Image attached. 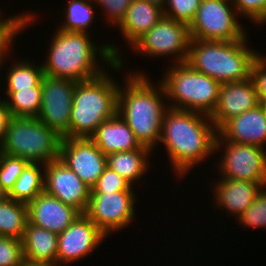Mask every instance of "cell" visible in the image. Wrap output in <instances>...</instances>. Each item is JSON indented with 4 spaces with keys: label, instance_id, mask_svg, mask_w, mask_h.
I'll list each match as a JSON object with an SVG mask.
<instances>
[{
    "label": "cell",
    "instance_id": "obj_1",
    "mask_svg": "<svg viewBox=\"0 0 266 266\" xmlns=\"http://www.w3.org/2000/svg\"><path fill=\"white\" fill-rule=\"evenodd\" d=\"M52 37L47 60L42 62L44 75L80 82L95 78L107 71L105 65L113 68L111 69L113 71H120L125 67L122 53L116 45L109 43L97 45L91 41L90 34L56 29ZM103 62L105 65L101 66Z\"/></svg>",
    "mask_w": 266,
    "mask_h": 266
},
{
    "label": "cell",
    "instance_id": "obj_2",
    "mask_svg": "<svg viewBox=\"0 0 266 266\" xmlns=\"http://www.w3.org/2000/svg\"><path fill=\"white\" fill-rule=\"evenodd\" d=\"M216 137L217 129L209 115L169 107L163 118L160 142L167 150L174 175L180 179L184 174L189 176L195 165L214 156Z\"/></svg>",
    "mask_w": 266,
    "mask_h": 266
},
{
    "label": "cell",
    "instance_id": "obj_3",
    "mask_svg": "<svg viewBox=\"0 0 266 266\" xmlns=\"http://www.w3.org/2000/svg\"><path fill=\"white\" fill-rule=\"evenodd\" d=\"M125 78V85L119 84L117 113L141 146L153 152L155 145L160 143L163 118L169 108L167 101L164 102L167 99L165 89L160 81L154 87L142 69L127 73Z\"/></svg>",
    "mask_w": 266,
    "mask_h": 266
},
{
    "label": "cell",
    "instance_id": "obj_4",
    "mask_svg": "<svg viewBox=\"0 0 266 266\" xmlns=\"http://www.w3.org/2000/svg\"><path fill=\"white\" fill-rule=\"evenodd\" d=\"M248 39L246 36L239 41L191 40L186 63L220 84L247 80L260 54L247 45Z\"/></svg>",
    "mask_w": 266,
    "mask_h": 266
},
{
    "label": "cell",
    "instance_id": "obj_5",
    "mask_svg": "<svg viewBox=\"0 0 266 266\" xmlns=\"http://www.w3.org/2000/svg\"><path fill=\"white\" fill-rule=\"evenodd\" d=\"M119 84L106 71L77 82L70 118V138H90L97 127L117 114Z\"/></svg>",
    "mask_w": 266,
    "mask_h": 266
},
{
    "label": "cell",
    "instance_id": "obj_6",
    "mask_svg": "<svg viewBox=\"0 0 266 266\" xmlns=\"http://www.w3.org/2000/svg\"><path fill=\"white\" fill-rule=\"evenodd\" d=\"M166 73V74H165ZM159 80L166 93L168 106L174 109L195 111L211 115L218 103L221 84L193 69L188 63L168 66Z\"/></svg>",
    "mask_w": 266,
    "mask_h": 266
},
{
    "label": "cell",
    "instance_id": "obj_7",
    "mask_svg": "<svg viewBox=\"0 0 266 266\" xmlns=\"http://www.w3.org/2000/svg\"><path fill=\"white\" fill-rule=\"evenodd\" d=\"M61 139L38 118L12 117L0 152L45 165L59 159Z\"/></svg>",
    "mask_w": 266,
    "mask_h": 266
},
{
    "label": "cell",
    "instance_id": "obj_8",
    "mask_svg": "<svg viewBox=\"0 0 266 266\" xmlns=\"http://www.w3.org/2000/svg\"><path fill=\"white\" fill-rule=\"evenodd\" d=\"M232 0H201L189 25L191 40L239 41L247 35Z\"/></svg>",
    "mask_w": 266,
    "mask_h": 266
},
{
    "label": "cell",
    "instance_id": "obj_9",
    "mask_svg": "<svg viewBox=\"0 0 266 266\" xmlns=\"http://www.w3.org/2000/svg\"><path fill=\"white\" fill-rule=\"evenodd\" d=\"M190 42L188 24L163 16L131 49L151 58L171 55L176 64L187 61Z\"/></svg>",
    "mask_w": 266,
    "mask_h": 266
},
{
    "label": "cell",
    "instance_id": "obj_10",
    "mask_svg": "<svg viewBox=\"0 0 266 266\" xmlns=\"http://www.w3.org/2000/svg\"><path fill=\"white\" fill-rule=\"evenodd\" d=\"M220 150L222 155L216 167L221 177L218 178L266 184V149L255 145L215 141V154Z\"/></svg>",
    "mask_w": 266,
    "mask_h": 266
},
{
    "label": "cell",
    "instance_id": "obj_11",
    "mask_svg": "<svg viewBox=\"0 0 266 266\" xmlns=\"http://www.w3.org/2000/svg\"><path fill=\"white\" fill-rule=\"evenodd\" d=\"M135 191L91 192L84 213L107 237L134 221Z\"/></svg>",
    "mask_w": 266,
    "mask_h": 266
},
{
    "label": "cell",
    "instance_id": "obj_12",
    "mask_svg": "<svg viewBox=\"0 0 266 266\" xmlns=\"http://www.w3.org/2000/svg\"><path fill=\"white\" fill-rule=\"evenodd\" d=\"M77 82L44 75L37 118L61 138H70V118Z\"/></svg>",
    "mask_w": 266,
    "mask_h": 266
},
{
    "label": "cell",
    "instance_id": "obj_13",
    "mask_svg": "<svg viewBox=\"0 0 266 266\" xmlns=\"http://www.w3.org/2000/svg\"><path fill=\"white\" fill-rule=\"evenodd\" d=\"M107 236L85 215L80 214L58 234L57 266H65L91 255Z\"/></svg>",
    "mask_w": 266,
    "mask_h": 266
},
{
    "label": "cell",
    "instance_id": "obj_14",
    "mask_svg": "<svg viewBox=\"0 0 266 266\" xmlns=\"http://www.w3.org/2000/svg\"><path fill=\"white\" fill-rule=\"evenodd\" d=\"M59 159L90 188L107 167L106 155L90 138H62Z\"/></svg>",
    "mask_w": 266,
    "mask_h": 266
},
{
    "label": "cell",
    "instance_id": "obj_15",
    "mask_svg": "<svg viewBox=\"0 0 266 266\" xmlns=\"http://www.w3.org/2000/svg\"><path fill=\"white\" fill-rule=\"evenodd\" d=\"M44 191L81 214L88 208L91 188L60 159L45 164Z\"/></svg>",
    "mask_w": 266,
    "mask_h": 266
},
{
    "label": "cell",
    "instance_id": "obj_16",
    "mask_svg": "<svg viewBox=\"0 0 266 266\" xmlns=\"http://www.w3.org/2000/svg\"><path fill=\"white\" fill-rule=\"evenodd\" d=\"M260 104L252 80L223 83L216 108L210 115L218 130L227 120L239 116Z\"/></svg>",
    "mask_w": 266,
    "mask_h": 266
},
{
    "label": "cell",
    "instance_id": "obj_17",
    "mask_svg": "<svg viewBox=\"0 0 266 266\" xmlns=\"http://www.w3.org/2000/svg\"><path fill=\"white\" fill-rule=\"evenodd\" d=\"M216 141L255 145L266 149V112L262 105L227 120L217 130Z\"/></svg>",
    "mask_w": 266,
    "mask_h": 266
},
{
    "label": "cell",
    "instance_id": "obj_18",
    "mask_svg": "<svg viewBox=\"0 0 266 266\" xmlns=\"http://www.w3.org/2000/svg\"><path fill=\"white\" fill-rule=\"evenodd\" d=\"M27 210L28 223L57 234L62 233L81 214L45 191L27 203Z\"/></svg>",
    "mask_w": 266,
    "mask_h": 266
},
{
    "label": "cell",
    "instance_id": "obj_19",
    "mask_svg": "<svg viewBox=\"0 0 266 266\" xmlns=\"http://www.w3.org/2000/svg\"><path fill=\"white\" fill-rule=\"evenodd\" d=\"M215 183V184H214ZM212 183L213 199L220 210L235 216L238 219L253 203L256 195L266 184H258L244 180L217 178ZM223 208V209H222ZM225 209V210H224Z\"/></svg>",
    "mask_w": 266,
    "mask_h": 266
},
{
    "label": "cell",
    "instance_id": "obj_20",
    "mask_svg": "<svg viewBox=\"0 0 266 266\" xmlns=\"http://www.w3.org/2000/svg\"><path fill=\"white\" fill-rule=\"evenodd\" d=\"M90 139L105 155L141 147L133 131L118 113L100 124Z\"/></svg>",
    "mask_w": 266,
    "mask_h": 266
},
{
    "label": "cell",
    "instance_id": "obj_21",
    "mask_svg": "<svg viewBox=\"0 0 266 266\" xmlns=\"http://www.w3.org/2000/svg\"><path fill=\"white\" fill-rule=\"evenodd\" d=\"M21 242L25 263L57 266V233L27 223Z\"/></svg>",
    "mask_w": 266,
    "mask_h": 266
},
{
    "label": "cell",
    "instance_id": "obj_22",
    "mask_svg": "<svg viewBox=\"0 0 266 266\" xmlns=\"http://www.w3.org/2000/svg\"><path fill=\"white\" fill-rule=\"evenodd\" d=\"M164 16L163 8L145 0H133L118 29L131 47Z\"/></svg>",
    "mask_w": 266,
    "mask_h": 266
},
{
    "label": "cell",
    "instance_id": "obj_23",
    "mask_svg": "<svg viewBox=\"0 0 266 266\" xmlns=\"http://www.w3.org/2000/svg\"><path fill=\"white\" fill-rule=\"evenodd\" d=\"M150 153L152 154V151L145 146L132 151L112 153L106 155L107 167L134 186V183H138L149 170Z\"/></svg>",
    "mask_w": 266,
    "mask_h": 266
},
{
    "label": "cell",
    "instance_id": "obj_24",
    "mask_svg": "<svg viewBox=\"0 0 266 266\" xmlns=\"http://www.w3.org/2000/svg\"><path fill=\"white\" fill-rule=\"evenodd\" d=\"M44 176V164L28 163L8 193V197L15 201L29 203L44 192Z\"/></svg>",
    "mask_w": 266,
    "mask_h": 266
},
{
    "label": "cell",
    "instance_id": "obj_25",
    "mask_svg": "<svg viewBox=\"0 0 266 266\" xmlns=\"http://www.w3.org/2000/svg\"><path fill=\"white\" fill-rule=\"evenodd\" d=\"M28 223L27 204L9 197L0 201V236L22 239Z\"/></svg>",
    "mask_w": 266,
    "mask_h": 266
},
{
    "label": "cell",
    "instance_id": "obj_26",
    "mask_svg": "<svg viewBox=\"0 0 266 266\" xmlns=\"http://www.w3.org/2000/svg\"><path fill=\"white\" fill-rule=\"evenodd\" d=\"M65 4L66 8L65 20L58 25L59 30L75 33L89 34L88 29H91L95 19V1L94 0H68ZM93 2V4H92ZM94 7H93V6Z\"/></svg>",
    "mask_w": 266,
    "mask_h": 266
},
{
    "label": "cell",
    "instance_id": "obj_27",
    "mask_svg": "<svg viewBox=\"0 0 266 266\" xmlns=\"http://www.w3.org/2000/svg\"><path fill=\"white\" fill-rule=\"evenodd\" d=\"M22 60V61H21ZM17 60L10 64L6 70L5 91H18V89H29L38 86L44 77L43 66L28 59Z\"/></svg>",
    "mask_w": 266,
    "mask_h": 266
},
{
    "label": "cell",
    "instance_id": "obj_28",
    "mask_svg": "<svg viewBox=\"0 0 266 266\" xmlns=\"http://www.w3.org/2000/svg\"><path fill=\"white\" fill-rule=\"evenodd\" d=\"M6 106L12 117H34L40 112L42 82L38 86L29 89H18V91H5Z\"/></svg>",
    "mask_w": 266,
    "mask_h": 266
},
{
    "label": "cell",
    "instance_id": "obj_29",
    "mask_svg": "<svg viewBox=\"0 0 266 266\" xmlns=\"http://www.w3.org/2000/svg\"><path fill=\"white\" fill-rule=\"evenodd\" d=\"M31 13V14H30ZM17 14V15H16ZM15 13L13 16H7L0 22V70L5 65L6 56L12 51L13 41L16 36L23 33V30L30 27V24L37 20V14L31 12ZM36 14V15H35ZM12 44V45H11ZM1 74V73H0Z\"/></svg>",
    "mask_w": 266,
    "mask_h": 266
},
{
    "label": "cell",
    "instance_id": "obj_30",
    "mask_svg": "<svg viewBox=\"0 0 266 266\" xmlns=\"http://www.w3.org/2000/svg\"><path fill=\"white\" fill-rule=\"evenodd\" d=\"M29 162L0 152V184L7 194Z\"/></svg>",
    "mask_w": 266,
    "mask_h": 266
},
{
    "label": "cell",
    "instance_id": "obj_31",
    "mask_svg": "<svg viewBox=\"0 0 266 266\" xmlns=\"http://www.w3.org/2000/svg\"><path fill=\"white\" fill-rule=\"evenodd\" d=\"M235 220L239 221L237 224L243 225L244 228L266 229V187L260 190L249 208Z\"/></svg>",
    "mask_w": 266,
    "mask_h": 266
},
{
    "label": "cell",
    "instance_id": "obj_32",
    "mask_svg": "<svg viewBox=\"0 0 266 266\" xmlns=\"http://www.w3.org/2000/svg\"><path fill=\"white\" fill-rule=\"evenodd\" d=\"M200 3L201 0H166L164 16L190 25Z\"/></svg>",
    "mask_w": 266,
    "mask_h": 266
},
{
    "label": "cell",
    "instance_id": "obj_33",
    "mask_svg": "<svg viewBox=\"0 0 266 266\" xmlns=\"http://www.w3.org/2000/svg\"><path fill=\"white\" fill-rule=\"evenodd\" d=\"M24 263L21 240L0 236V266H23Z\"/></svg>",
    "mask_w": 266,
    "mask_h": 266
},
{
    "label": "cell",
    "instance_id": "obj_34",
    "mask_svg": "<svg viewBox=\"0 0 266 266\" xmlns=\"http://www.w3.org/2000/svg\"><path fill=\"white\" fill-rule=\"evenodd\" d=\"M233 5L240 16L250 19L257 26L266 24V0H232Z\"/></svg>",
    "mask_w": 266,
    "mask_h": 266
},
{
    "label": "cell",
    "instance_id": "obj_35",
    "mask_svg": "<svg viewBox=\"0 0 266 266\" xmlns=\"http://www.w3.org/2000/svg\"><path fill=\"white\" fill-rule=\"evenodd\" d=\"M133 186L121 177L117 172L106 167L104 172L92 186L91 192H118V191H134Z\"/></svg>",
    "mask_w": 266,
    "mask_h": 266
},
{
    "label": "cell",
    "instance_id": "obj_36",
    "mask_svg": "<svg viewBox=\"0 0 266 266\" xmlns=\"http://www.w3.org/2000/svg\"><path fill=\"white\" fill-rule=\"evenodd\" d=\"M95 5L103 8V14L108 26H118L124 19L128 7L133 0H94Z\"/></svg>",
    "mask_w": 266,
    "mask_h": 266
},
{
    "label": "cell",
    "instance_id": "obj_37",
    "mask_svg": "<svg viewBox=\"0 0 266 266\" xmlns=\"http://www.w3.org/2000/svg\"><path fill=\"white\" fill-rule=\"evenodd\" d=\"M250 79L254 84V88L258 95L259 101L266 98V56L259 54L254 60L251 71Z\"/></svg>",
    "mask_w": 266,
    "mask_h": 266
},
{
    "label": "cell",
    "instance_id": "obj_38",
    "mask_svg": "<svg viewBox=\"0 0 266 266\" xmlns=\"http://www.w3.org/2000/svg\"><path fill=\"white\" fill-rule=\"evenodd\" d=\"M11 118L12 115L8 107L6 106L4 97L2 99L0 97V144L4 140L5 133L7 131V127Z\"/></svg>",
    "mask_w": 266,
    "mask_h": 266
},
{
    "label": "cell",
    "instance_id": "obj_39",
    "mask_svg": "<svg viewBox=\"0 0 266 266\" xmlns=\"http://www.w3.org/2000/svg\"><path fill=\"white\" fill-rule=\"evenodd\" d=\"M149 3H152V4H155V5H158L160 6L161 8H164L165 7V3H166V0H145Z\"/></svg>",
    "mask_w": 266,
    "mask_h": 266
},
{
    "label": "cell",
    "instance_id": "obj_40",
    "mask_svg": "<svg viewBox=\"0 0 266 266\" xmlns=\"http://www.w3.org/2000/svg\"><path fill=\"white\" fill-rule=\"evenodd\" d=\"M8 197L7 192L2 188L0 184V201L5 200Z\"/></svg>",
    "mask_w": 266,
    "mask_h": 266
},
{
    "label": "cell",
    "instance_id": "obj_41",
    "mask_svg": "<svg viewBox=\"0 0 266 266\" xmlns=\"http://www.w3.org/2000/svg\"><path fill=\"white\" fill-rule=\"evenodd\" d=\"M23 266H53V265H41V264H28V263H24Z\"/></svg>",
    "mask_w": 266,
    "mask_h": 266
},
{
    "label": "cell",
    "instance_id": "obj_42",
    "mask_svg": "<svg viewBox=\"0 0 266 266\" xmlns=\"http://www.w3.org/2000/svg\"><path fill=\"white\" fill-rule=\"evenodd\" d=\"M260 104L262 105V107L264 108L265 112H266V98L260 101Z\"/></svg>",
    "mask_w": 266,
    "mask_h": 266
},
{
    "label": "cell",
    "instance_id": "obj_43",
    "mask_svg": "<svg viewBox=\"0 0 266 266\" xmlns=\"http://www.w3.org/2000/svg\"><path fill=\"white\" fill-rule=\"evenodd\" d=\"M1 13H2V12H1V10H0V22L3 20V18H5V15H2ZM1 15H2L3 17H2ZM1 18H2V19H1Z\"/></svg>",
    "mask_w": 266,
    "mask_h": 266
}]
</instances>
